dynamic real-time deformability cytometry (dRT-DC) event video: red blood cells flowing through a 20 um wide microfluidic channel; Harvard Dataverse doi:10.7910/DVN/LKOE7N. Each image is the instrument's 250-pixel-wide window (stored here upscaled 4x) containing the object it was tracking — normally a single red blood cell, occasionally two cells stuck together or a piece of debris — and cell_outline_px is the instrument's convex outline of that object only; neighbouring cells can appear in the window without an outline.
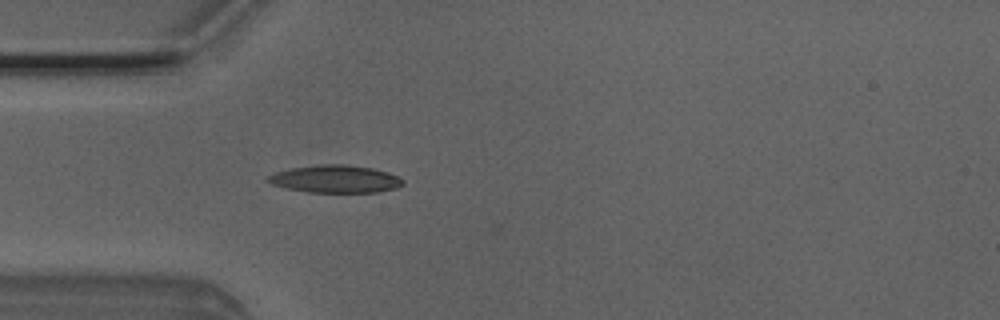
{"species": "Egyptian fruit bat (a non-hibernating species)", "species_latin": "Rousettus aegyptiacus", "temperature_condition": "room temperature", "stored_images_in_passage": 4, "camera_frame_rate_fps": 3000, "um_per_image_px": 0.085, "animal": {"sex": "male"}, "frame": {"image": 1, "passage_image": 4, "time_ms": 1.0, "image_size_px": [1000, 320], "cell_outline_px": [[404, 184], [396, 188], [380, 192], [308, 192], [288, 188], [272, 184], [264, 180], [268, 176], [276, 172], [292, 168], [320, 164], [344, 164], [372, 168], [388, 172], [404, 180]], "centroid_in_image_um": [28.52, 15.21], "position_along_channel_um": 56.5, "area_um2": 21.62}}